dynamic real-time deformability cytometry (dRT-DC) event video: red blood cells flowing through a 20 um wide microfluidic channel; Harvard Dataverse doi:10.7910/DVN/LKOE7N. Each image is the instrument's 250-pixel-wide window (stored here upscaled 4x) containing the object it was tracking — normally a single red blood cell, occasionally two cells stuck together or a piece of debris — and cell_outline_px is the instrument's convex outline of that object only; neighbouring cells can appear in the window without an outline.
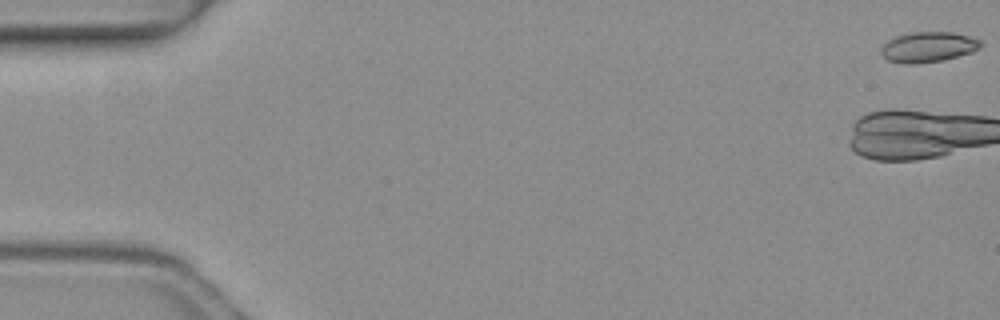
{"species": "common noctule bat (a hibernating species)", "species_latin": "Nyctalus noctula", "temperature_condition": "warm", "stored_images_in_passage": 5, "camera_frame_rate_fps": 3000, "um_per_image_px": 0.085, "animal": {"sex": "female", "body_mass_g": 19.3, "forearm_length_mm": 54.1}, "frame": {"image": 1, "passage_image": 1, "time_ms": 0.0, "image_size_px": [1000, 320], "cell_outline_px": [[980, 48], [972, 52], [944, 60], [916, 64], [904, 64], [888, 60], [880, 52], [880, 48], [888, 40], [896, 36], [908, 32], [952, 32], [968, 36], [980, 40]], "centroid_in_image_um": [78.87, 4.0], "position_along_channel_um": 6.1, "area_um2": 17.63}}